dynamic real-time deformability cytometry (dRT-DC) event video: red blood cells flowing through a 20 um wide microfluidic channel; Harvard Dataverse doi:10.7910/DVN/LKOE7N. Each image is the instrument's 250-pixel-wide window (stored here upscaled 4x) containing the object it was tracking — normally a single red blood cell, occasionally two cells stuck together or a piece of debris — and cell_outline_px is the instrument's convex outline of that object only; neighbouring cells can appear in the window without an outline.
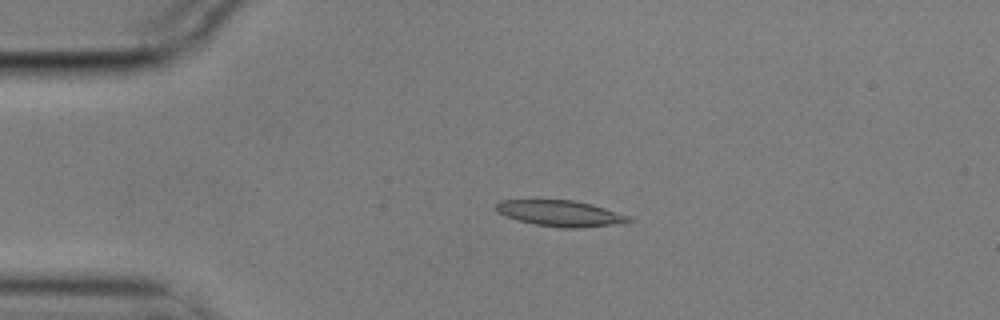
{"species": "common noctule bat (a hibernating species)", "species_latin": "Nyctalus noctula", "temperature_condition": "cold", "stored_images_in_passage": 5, "camera_frame_rate_fps": 3000, "um_per_image_px": 0.085, "animal": {"sex": "male", "body_mass_g": 17.9}, "frame": {"image": 1, "passage_image": 4, "time_ms": 1.0, "image_size_px": [1000, 320], "cell_outline_px": [[632, 220], [624, 224], [576, 228], [564, 228], [536, 224], [516, 220], [496, 212], [496, 204], [500, 200], [576, 200], [592, 204], [628, 216]], "centroid_in_image_um": [47.63, 18.14], "position_along_channel_um": 37.4, "area_um2": 20.06}}